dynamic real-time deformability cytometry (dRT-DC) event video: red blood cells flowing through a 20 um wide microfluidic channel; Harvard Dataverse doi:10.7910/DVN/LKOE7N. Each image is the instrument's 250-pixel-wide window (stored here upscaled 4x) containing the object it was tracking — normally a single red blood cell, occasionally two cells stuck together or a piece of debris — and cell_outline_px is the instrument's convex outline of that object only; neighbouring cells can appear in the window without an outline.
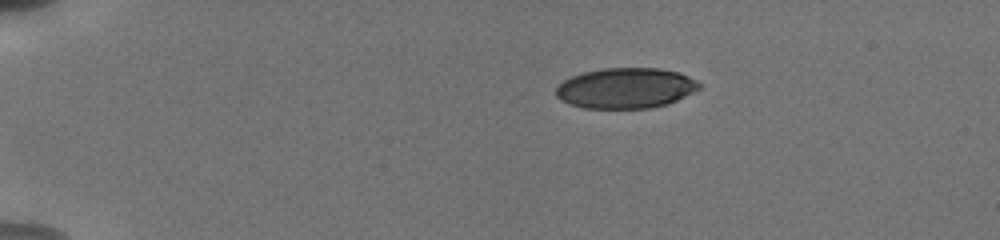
{"species": "human", "species_latin": "Homo sapiens", "temperature_condition": "cold", "stored_images_in_passage": 45, "camera_frame_rate_fps": 3000, "um_per_image_px": 0.085, "donor": {"sex": "male"}, "frame": {"image": 1, "passage_image": 1, "time_ms": 0.0, "image_size_px": [1000, 240], "cell_outline_px": [[704, 84], [700, 88], [668, 104], [648, 108], [584, 108], [568, 104], [560, 100], [556, 96], [556, 88], [564, 80], [572, 76], [584, 72], [604, 68], [660, 68], [680, 72]], "centroid_in_image_um": [53.19, 7.49], "position_along_channel_um": 31.8, "area_um2": 33.87}}
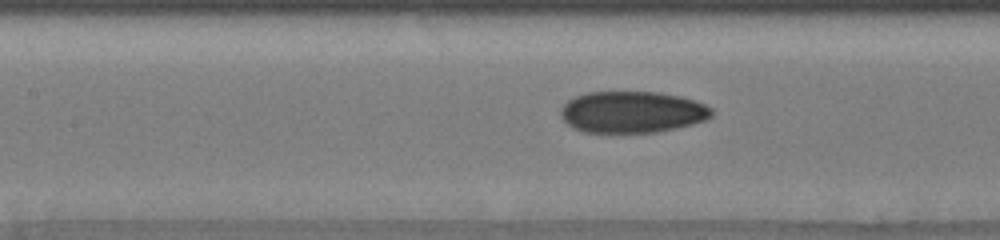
{"frame": {"image": 2, "passage_image": 17, "time_ms": 5.333, "image_size_px": [1000, 240], "cell_outline_px": [[712, 116], [708, 120], [676, 128], [656, 132], [584, 132], [572, 128], [560, 116], [560, 108], [568, 100], [576, 96], [588, 92], [660, 92], [680, 96], [696, 100], [712, 108]], "centroid_in_image_um": [53.74, 9.52], "position_along_channel_um": 153.7, "area_um2": 36.76}}
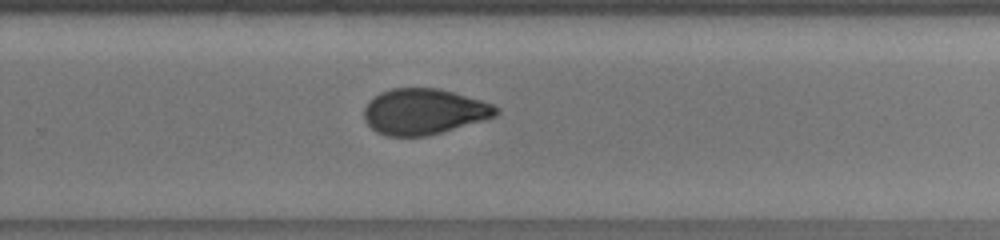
{"frame": {"image": 3, "passage_image": 28, "time_ms": 9.0, "image_size_px": [1000, 240], "cell_outline_px": [[500, 112], [496, 116], [488, 120], [424, 136], [384, 136], [376, 132], [364, 120], [364, 108], [368, 100], [380, 92], [392, 88], [436, 88], [452, 92], [480, 100], [492, 104], [500, 108]], "centroid_in_image_um": [36.03, 9.49], "position_along_channel_um": 293.8, "area_um2": 35.37}, "authors_computed_cell_mechanics": {"area_um2": 35.7782, "velocity_mm_per_s": 3.8359, "shape_relaxation_time_tau1_ms": 6.6151, "shape_relaxation_time_tau2_ms": 1.8105, "deformation_change_tau1": 0.1641, "deformation_change_tau2": 0.0665}}